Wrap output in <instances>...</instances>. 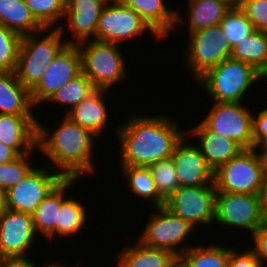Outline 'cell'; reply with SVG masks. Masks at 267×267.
Masks as SVG:
<instances>
[{
	"mask_svg": "<svg viewBox=\"0 0 267 267\" xmlns=\"http://www.w3.org/2000/svg\"><path fill=\"white\" fill-rule=\"evenodd\" d=\"M166 115L135 116L116 128L121 146L122 166L149 167L172 157L186 132Z\"/></svg>",
	"mask_w": 267,
	"mask_h": 267,
	"instance_id": "obj_1",
	"label": "cell"
},
{
	"mask_svg": "<svg viewBox=\"0 0 267 267\" xmlns=\"http://www.w3.org/2000/svg\"><path fill=\"white\" fill-rule=\"evenodd\" d=\"M94 139L92 132L80 127L66 115L53 133L37 121V147L64 178L79 180L84 174L96 170L92 159Z\"/></svg>",
	"mask_w": 267,
	"mask_h": 267,
	"instance_id": "obj_2",
	"label": "cell"
},
{
	"mask_svg": "<svg viewBox=\"0 0 267 267\" xmlns=\"http://www.w3.org/2000/svg\"><path fill=\"white\" fill-rule=\"evenodd\" d=\"M63 30L59 23L58 28H45L39 33L22 36L15 74L18 81L29 91L38 84L57 54L67 44H73V39H62L65 33ZM46 32L43 38L37 36Z\"/></svg>",
	"mask_w": 267,
	"mask_h": 267,
	"instance_id": "obj_3",
	"label": "cell"
},
{
	"mask_svg": "<svg viewBox=\"0 0 267 267\" xmlns=\"http://www.w3.org/2000/svg\"><path fill=\"white\" fill-rule=\"evenodd\" d=\"M260 80V72L252 65L232 58L208 69L196 83L218 103H242L245 93Z\"/></svg>",
	"mask_w": 267,
	"mask_h": 267,
	"instance_id": "obj_4",
	"label": "cell"
},
{
	"mask_svg": "<svg viewBox=\"0 0 267 267\" xmlns=\"http://www.w3.org/2000/svg\"><path fill=\"white\" fill-rule=\"evenodd\" d=\"M77 46L81 54L82 73L96 89L109 90L126 78L125 59L118 44L92 39Z\"/></svg>",
	"mask_w": 267,
	"mask_h": 267,
	"instance_id": "obj_5",
	"label": "cell"
},
{
	"mask_svg": "<svg viewBox=\"0 0 267 267\" xmlns=\"http://www.w3.org/2000/svg\"><path fill=\"white\" fill-rule=\"evenodd\" d=\"M266 163L258 150L244 149L214 172L217 192L260 195Z\"/></svg>",
	"mask_w": 267,
	"mask_h": 267,
	"instance_id": "obj_6",
	"label": "cell"
},
{
	"mask_svg": "<svg viewBox=\"0 0 267 267\" xmlns=\"http://www.w3.org/2000/svg\"><path fill=\"white\" fill-rule=\"evenodd\" d=\"M155 209L139 241L147 247L166 250L180 257L188 249L181 243L188 239L195 228L164 205Z\"/></svg>",
	"mask_w": 267,
	"mask_h": 267,
	"instance_id": "obj_7",
	"label": "cell"
},
{
	"mask_svg": "<svg viewBox=\"0 0 267 267\" xmlns=\"http://www.w3.org/2000/svg\"><path fill=\"white\" fill-rule=\"evenodd\" d=\"M189 39L184 55L187 69L194 80L231 56L232 48L224 38L220 25L192 32Z\"/></svg>",
	"mask_w": 267,
	"mask_h": 267,
	"instance_id": "obj_8",
	"label": "cell"
},
{
	"mask_svg": "<svg viewBox=\"0 0 267 267\" xmlns=\"http://www.w3.org/2000/svg\"><path fill=\"white\" fill-rule=\"evenodd\" d=\"M214 103L201 122L211 132L235 140L244 149H254L251 110L242 106L243 103Z\"/></svg>",
	"mask_w": 267,
	"mask_h": 267,
	"instance_id": "obj_9",
	"label": "cell"
},
{
	"mask_svg": "<svg viewBox=\"0 0 267 267\" xmlns=\"http://www.w3.org/2000/svg\"><path fill=\"white\" fill-rule=\"evenodd\" d=\"M266 220L259 195L216 192L215 222L219 225L247 229L253 234Z\"/></svg>",
	"mask_w": 267,
	"mask_h": 267,
	"instance_id": "obj_10",
	"label": "cell"
},
{
	"mask_svg": "<svg viewBox=\"0 0 267 267\" xmlns=\"http://www.w3.org/2000/svg\"><path fill=\"white\" fill-rule=\"evenodd\" d=\"M147 30L156 38H160L138 14L121 1L111 2V4L108 2L101 11L95 40L119 45L124 40L140 36Z\"/></svg>",
	"mask_w": 267,
	"mask_h": 267,
	"instance_id": "obj_11",
	"label": "cell"
},
{
	"mask_svg": "<svg viewBox=\"0 0 267 267\" xmlns=\"http://www.w3.org/2000/svg\"><path fill=\"white\" fill-rule=\"evenodd\" d=\"M35 167L18 184L6 191L7 209L32 215L37 206L54 190L64 177L50 167Z\"/></svg>",
	"mask_w": 267,
	"mask_h": 267,
	"instance_id": "obj_12",
	"label": "cell"
},
{
	"mask_svg": "<svg viewBox=\"0 0 267 267\" xmlns=\"http://www.w3.org/2000/svg\"><path fill=\"white\" fill-rule=\"evenodd\" d=\"M216 192L215 186L179 187L164 206L194 228L210 226L215 221Z\"/></svg>",
	"mask_w": 267,
	"mask_h": 267,
	"instance_id": "obj_13",
	"label": "cell"
},
{
	"mask_svg": "<svg viewBox=\"0 0 267 267\" xmlns=\"http://www.w3.org/2000/svg\"><path fill=\"white\" fill-rule=\"evenodd\" d=\"M81 72L79 48L75 44H67L49 64L38 84L30 91L33 106L47 102L58 89Z\"/></svg>",
	"mask_w": 267,
	"mask_h": 267,
	"instance_id": "obj_14",
	"label": "cell"
},
{
	"mask_svg": "<svg viewBox=\"0 0 267 267\" xmlns=\"http://www.w3.org/2000/svg\"><path fill=\"white\" fill-rule=\"evenodd\" d=\"M36 235L32 215L6 209L0 216V258L28 257Z\"/></svg>",
	"mask_w": 267,
	"mask_h": 267,
	"instance_id": "obj_15",
	"label": "cell"
},
{
	"mask_svg": "<svg viewBox=\"0 0 267 267\" xmlns=\"http://www.w3.org/2000/svg\"><path fill=\"white\" fill-rule=\"evenodd\" d=\"M186 136L176 145L172 159L177 172L180 187L215 186L214 173L206 163L199 148L190 145Z\"/></svg>",
	"mask_w": 267,
	"mask_h": 267,
	"instance_id": "obj_16",
	"label": "cell"
},
{
	"mask_svg": "<svg viewBox=\"0 0 267 267\" xmlns=\"http://www.w3.org/2000/svg\"><path fill=\"white\" fill-rule=\"evenodd\" d=\"M35 116L0 114V142L19 156L30 154L37 147Z\"/></svg>",
	"mask_w": 267,
	"mask_h": 267,
	"instance_id": "obj_17",
	"label": "cell"
},
{
	"mask_svg": "<svg viewBox=\"0 0 267 267\" xmlns=\"http://www.w3.org/2000/svg\"><path fill=\"white\" fill-rule=\"evenodd\" d=\"M189 134L197 136L198 143L196 146L213 173L244 150L235 140L211 132L202 122L196 124L186 135L189 136Z\"/></svg>",
	"mask_w": 267,
	"mask_h": 267,
	"instance_id": "obj_18",
	"label": "cell"
},
{
	"mask_svg": "<svg viewBox=\"0 0 267 267\" xmlns=\"http://www.w3.org/2000/svg\"><path fill=\"white\" fill-rule=\"evenodd\" d=\"M106 3L104 0H67L64 17L74 34L73 44L95 39L98 20Z\"/></svg>",
	"mask_w": 267,
	"mask_h": 267,
	"instance_id": "obj_19",
	"label": "cell"
},
{
	"mask_svg": "<svg viewBox=\"0 0 267 267\" xmlns=\"http://www.w3.org/2000/svg\"><path fill=\"white\" fill-rule=\"evenodd\" d=\"M138 14L161 38H165L179 22H183L179 11L166 7L164 0H120ZM176 24V25H175Z\"/></svg>",
	"mask_w": 267,
	"mask_h": 267,
	"instance_id": "obj_20",
	"label": "cell"
},
{
	"mask_svg": "<svg viewBox=\"0 0 267 267\" xmlns=\"http://www.w3.org/2000/svg\"><path fill=\"white\" fill-rule=\"evenodd\" d=\"M106 91L96 89L74 108H66V116L80 127L92 132L95 136L102 135V132L107 128L109 118L107 114L108 107L103 99Z\"/></svg>",
	"mask_w": 267,
	"mask_h": 267,
	"instance_id": "obj_21",
	"label": "cell"
},
{
	"mask_svg": "<svg viewBox=\"0 0 267 267\" xmlns=\"http://www.w3.org/2000/svg\"><path fill=\"white\" fill-rule=\"evenodd\" d=\"M76 178H64L54 190L37 206L32 219L36 234L51 239L56 235V222L62 202L66 199L68 188L76 183ZM38 232V233H37Z\"/></svg>",
	"mask_w": 267,
	"mask_h": 267,
	"instance_id": "obj_22",
	"label": "cell"
},
{
	"mask_svg": "<svg viewBox=\"0 0 267 267\" xmlns=\"http://www.w3.org/2000/svg\"><path fill=\"white\" fill-rule=\"evenodd\" d=\"M32 107L30 91L18 81L15 72H0V114L34 116Z\"/></svg>",
	"mask_w": 267,
	"mask_h": 267,
	"instance_id": "obj_23",
	"label": "cell"
},
{
	"mask_svg": "<svg viewBox=\"0 0 267 267\" xmlns=\"http://www.w3.org/2000/svg\"><path fill=\"white\" fill-rule=\"evenodd\" d=\"M188 31L196 32L220 24L226 13L238 1L224 0H187Z\"/></svg>",
	"mask_w": 267,
	"mask_h": 267,
	"instance_id": "obj_24",
	"label": "cell"
},
{
	"mask_svg": "<svg viewBox=\"0 0 267 267\" xmlns=\"http://www.w3.org/2000/svg\"><path fill=\"white\" fill-rule=\"evenodd\" d=\"M0 24L21 36L45 29L35 19L24 0H0Z\"/></svg>",
	"mask_w": 267,
	"mask_h": 267,
	"instance_id": "obj_25",
	"label": "cell"
},
{
	"mask_svg": "<svg viewBox=\"0 0 267 267\" xmlns=\"http://www.w3.org/2000/svg\"><path fill=\"white\" fill-rule=\"evenodd\" d=\"M120 252L118 267H169L177 258L169 251L147 247L139 240L134 246L124 247Z\"/></svg>",
	"mask_w": 267,
	"mask_h": 267,
	"instance_id": "obj_26",
	"label": "cell"
},
{
	"mask_svg": "<svg viewBox=\"0 0 267 267\" xmlns=\"http://www.w3.org/2000/svg\"><path fill=\"white\" fill-rule=\"evenodd\" d=\"M230 58L248 63L261 73L267 65V32H252L232 47Z\"/></svg>",
	"mask_w": 267,
	"mask_h": 267,
	"instance_id": "obj_27",
	"label": "cell"
},
{
	"mask_svg": "<svg viewBox=\"0 0 267 267\" xmlns=\"http://www.w3.org/2000/svg\"><path fill=\"white\" fill-rule=\"evenodd\" d=\"M122 174L128 181L133 194L143 199L152 200L154 207L165 204V200L159 195L154 179L148 167L122 166Z\"/></svg>",
	"mask_w": 267,
	"mask_h": 267,
	"instance_id": "obj_28",
	"label": "cell"
},
{
	"mask_svg": "<svg viewBox=\"0 0 267 267\" xmlns=\"http://www.w3.org/2000/svg\"><path fill=\"white\" fill-rule=\"evenodd\" d=\"M180 256L187 267H227L230 257L229 247L207 245L187 247Z\"/></svg>",
	"mask_w": 267,
	"mask_h": 267,
	"instance_id": "obj_29",
	"label": "cell"
},
{
	"mask_svg": "<svg viewBox=\"0 0 267 267\" xmlns=\"http://www.w3.org/2000/svg\"><path fill=\"white\" fill-rule=\"evenodd\" d=\"M86 208L76 199L66 198L59 210L58 221L56 222V235L69 236L79 233L85 228L87 220Z\"/></svg>",
	"mask_w": 267,
	"mask_h": 267,
	"instance_id": "obj_30",
	"label": "cell"
},
{
	"mask_svg": "<svg viewBox=\"0 0 267 267\" xmlns=\"http://www.w3.org/2000/svg\"><path fill=\"white\" fill-rule=\"evenodd\" d=\"M95 90L92 82L81 72L58 89L47 102L70 105L72 109Z\"/></svg>",
	"mask_w": 267,
	"mask_h": 267,
	"instance_id": "obj_31",
	"label": "cell"
},
{
	"mask_svg": "<svg viewBox=\"0 0 267 267\" xmlns=\"http://www.w3.org/2000/svg\"><path fill=\"white\" fill-rule=\"evenodd\" d=\"M219 25L231 48L255 31L253 24L238 4L231 7Z\"/></svg>",
	"mask_w": 267,
	"mask_h": 267,
	"instance_id": "obj_32",
	"label": "cell"
},
{
	"mask_svg": "<svg viewBox=\"0 0 267 267\" xmlns=\"http://www.w3.org/2000/svg\"><path fill=\"white\" fill-rule=\"evenodd\" d=\"M35 19L44 28H58V22L64 18L67 0H24ZM57 24V25H55Z\"/></svg>",
	"mask_w": 267,
	"mask_h": 267,
	"instance_id": "obj_33",
	"label": "cell"
},
{
	"mask_svg": "<svg viewBox=\"0 0 267 267\" xmlns=\"http://www.w3.org/2000/svg\"><path fill=\"white\" fill-rule=\"evenodd\" d=\"M148 168L159 195L166 201L180 187L173 159L160 160Z\"/></svg>",
	"mask_w": 267,
	"mask_h": 267,
	"instance_id": "obj_34",
	"label": "cell"
},
{
	"mask_svg": "<svg viewBox=\"0 0 267 267\" xmlns=\"http://www.w3.org/2000/svg\"><path fill=\"white\" fill-rule=\"evenodd\" d=\"M22 36L0 24V72H15Z\"/></svg>",
	"mask_w": 267,
	"mask_h": 267,
	"instance_id": "obj_35",
	"label": "cell"
},
{
	"mask_svg": "<svg viewBox=\"0 0 267 267\" xmlns=\"http://www.w3.org/2000/svg\"><path fill=\"white\" fill-rule=\"evenodd\" d=\"M29 157H31V153L18 156L11 162L0 164V186L5 191L21 182L34 168Z\"/></svg>",
	"mask_w": 267,
	"mask_h": 267,
	"instance_id": "obj_36",
	"label": "cell"
},
{
	"mask_svg": "<svg viewBox=\"0 0 267 267\" xmlns=\"http://www.w3.org/2000/svg\"><path fill=\"white\" fill-rule=\"evenodd\" d=\"M238 6L255 30L267 32V0H239Z\"/></svg>",
	"mask_w": 267,
	"mask_h": 267,
	"instance_id": "obj_37",
	"label": "cell"
},
{
	"mask_svg": "<svg viewBox=\"0 0 267 267\" xmlns=\"http://www.w3.org/2000/svg\"><path fill=\"white\" fill-rule=\"evenodd\" d=\"M227 267H262V265L251 247L240 253L237 249L230 248V257Z\"/></svg>",
	"mask_w": 267,
	"mask_h": 267,
	"instance_id": "obj_38",
	"label": "cell"
},
{
	"mask_svg": "<svg viewBox=\"0 0 267 267\" xmlns=\"http://www.w3.org/2000/svg\"><path fill=\"white\" fill-rule=\"evenodd\" d=\"M255 247L251 249L255 255L259 258L262 267H266L267 263V220L253 233ZM264 261L266 263H264ZM265 265V266H264Z\"/></svg>",
	"mask_w": 267,
	"mask_h": 267,
	"instance_id": "obj_39",
	"label": "cell"
},
{
	"mask_svg": "<svg viewBox=\"0 0 267 267\" xmlns=\"http://www.w3.org/2000/svg\"><path fill=\"white\" fill-rule=\"evenodd\" d=\"M253 140L256 146L261 140L267 138V108L261 110L257 116L253 112Z\"/></svg>",
	"mask_w": 267,
	"mask_h": 267,
	"instance_id": "obj_40",
	"label": "cell"
},
{
	"mask_svg": "<svg viewBox=\"0 0 267 267\" xmlns=\"http://www.w3.org/2000/svg\"><path fill=\"white\" fill-rule=\"evenodd\" d=\"M47 264V265H46ZM43 267H47L46 263ZM0 267H36L35 263L25 257H4L0 258Z\"/></svg>",
	"mask_w": 267,
	"mask_h": 267,
	"instance_id": "obj_41",
	"label": "cell"
},
{
	"mask_svg": "<svg viewBox=\"0 0 267 267\" xmlns=\"http://www.w3.org/2000/svg\"><path fill=\"white\" fill-rule=\"evenodd\" d=\"M19 155L11 148L0 142V164L15 160Z\"/></svg>",
	"mask_w": 267,
	"mask_h": 267,
	"instance_id": "obj_42",
	"label": "cell"
},
{
	"mask_svg": "<svg viewBox=\"0 0 267 267\" xmlns=\"http://www.w3.org/2000/svg\"><path fill=\"white\" fill-rule=\"evenodd\" d=\"M259 196H260V201H261L263 212L267 216V170H265V173L263 176L262 187H261Z\"/></svg>",
	"mask_w": 267,
	"mask_h": 267,
	"instance_id": "obj_43",
	"label": "cell"
},
{
	"mask_svg": "<svg viewBox=\"0 0 267 267\" xmlns=\"http://www.w3.org/2000/svg\"><path fill=\"white\" fill-rule=\"evenodd\" d=\"M257 150L262 148L260 153L258 152L261 159L266 163L267 162V138L261 140L255 147Z\"/></svg>",
	"mask_w": 267,
	"mask_h": 267,
	"instance_id": "obj_44",
	"label": "cell"
},
{
	"mask_svg": "<svg viewBox=\"0 0 267 267\" xmlns=\"http://www.w3.org/2000/svg\"><path fill=\"white\" fill-rule=\"evenodd\" d=\"M6 209V191L0 186V216Z\"/></svg>",
	"mask_w": 267,
	"mask_h": 267,
	"instance_id": "obj_45",
	"label": "cell"
},
{
	"mask_svg": "<svg viewBox=\"0 0 267 267\" xmlns=\"http://www.w3.org/2000/svg\"><path fill=\"white\" fill-rule=\"evenodd\" d=\"M169 267H187V266L180 257H177Z\"/></svg>",
	"mask_w": 267,
	"mask_h": 267,
	"instance_id": "obj_46",
	"label": "cell"
},
{
	"mask_svg": "<svg viewBox=\"0 0 267 267\" xmlns=\"http://www.w3.org/2000/svg\"><path fill=\"white\" fill-rule=\"evenodd\" d=\"M47 267H67V265L65 266L62 263L59 264V262H51ZM71 267H76V266L72 265Z\"/></svg>",
	"mask_w": 267,
	"mask_h": 267,
	"instance_id": "obj_47",
	"label": "cell"
},
{
	"mask_svg": "<svg viewBox=\"0 0 267 267\" xmlns=\"http://www.w3.org/2000/svg\"><path fill=\"white\" fill-rule=\"evenodd\" d=\"M265 79L267 81V65L266 67L262 70V72L260 73V79Z\"/></svg>",
	"mask_w": 267,
	"mask_h": 267,
	"instance_id": "obj_48",
	"label": "cell"
},
{
	"mask_svg": "<svg viewBox=\"0 0 267 267\" xmlns=\"http://www.w3.org/2000/svg\"><path fill=\"white\" fill-rule=\"evenodd\" d=\"M104 1L107 2V3H108V2L111 3V2H116V1H120V0H104Z\"/></svg>",
	"mask_w": 267,
	"mask_h": 267,
	"instance_id": "obj_49",
	"label": "cell"
}]
</instances>
